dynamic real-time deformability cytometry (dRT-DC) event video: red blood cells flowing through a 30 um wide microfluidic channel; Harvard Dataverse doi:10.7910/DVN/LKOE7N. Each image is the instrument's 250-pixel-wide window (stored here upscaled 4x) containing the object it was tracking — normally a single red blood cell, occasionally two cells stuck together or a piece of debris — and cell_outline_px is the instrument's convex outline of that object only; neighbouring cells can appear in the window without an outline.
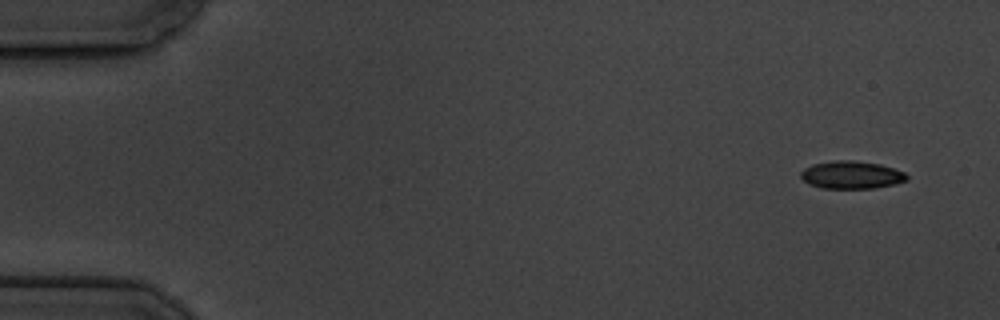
{"species": "common noctule bat (a hibernating species)", "species_latin": "Nyctalus noctula", "temperature_condition": "cold", "stored_images_in_passage": 13, "camera_frame_rate_fps": 3000, "um_per_image_px": 0.085, "animal": {"sex": "male", "body_mass_g": 19.5, "forearm_length_mm": 54.6}, "frame": {"image": 1, "passage_image": 1, "time_ms": 0.0, "image_size_px": [1000, 320], "cell_outline_px": [[908, 180], [876, 188], [820, 188], [808, 184], [800, 176], [800, 172], [804, 168], [812, 164], [836, 160], [852, 160], [880, 164], [904, 172], [908, 176]], "centroid_in_image_um": [72.34, 14.86], "position_along_channel_um": 12.7, "area_um2": 17.11}}
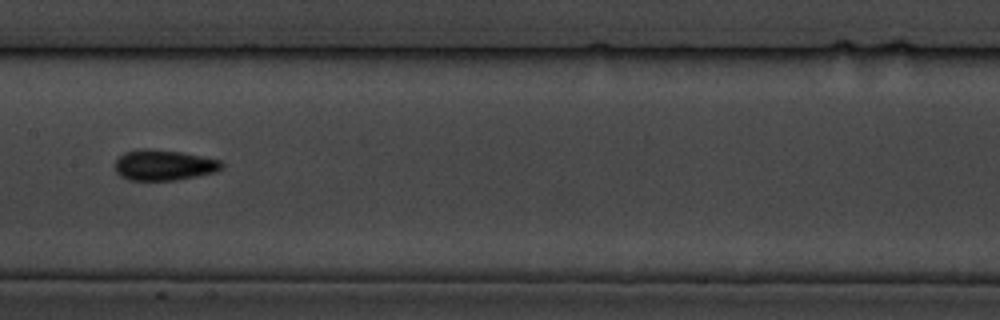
{"frame": {"image": 2, "passage_image": 8, "time_ms": 8.667, "image_size_px": [1000, 320], "cell_outline_px": [[224, 168], [216, 172], [176, 180], [128, 180], [120, 176], [116, 172], [116, 160], [124, 152], [140, 148], [148, 148], [180, 152], [220, 160], [224, 164]], "centroid_in_image_um": [13.93, 14.03], "position_along_channel_um": 193.5, "area_um2": 19.07}}
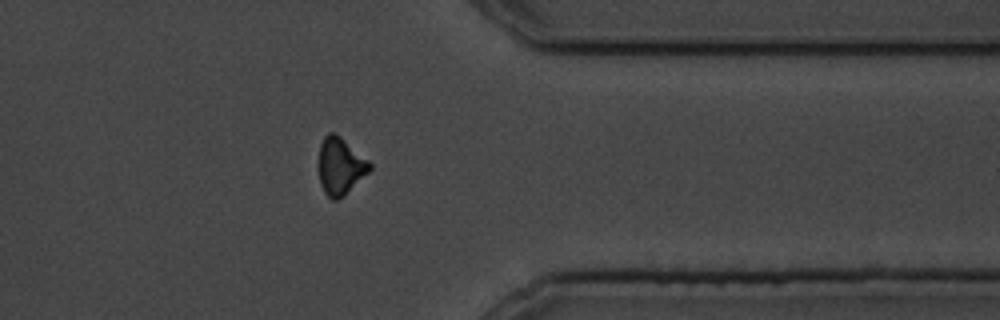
{"frame": {"image": 3, "passage_image": 13, "time_ms": 14.333, "image_size_px": [1000, 320], "cell_outline_px": [[372, 168], [344, 196], [336, 200], [332, 200], [324, 192], [320, 184], [320, 144], [324, 136], [328, 132], [336, 132], [368, 160], [372, 164]], "centroid_in_image_um": [28.93, 14.11], "position_along_channel_um": 382.5, "area_um2": 16.82}, "authors_computed_cell_mechanics": {"area_um2": 17.3978, "velocity_mm_per_s": 3.4934, "shape_relaxation_time_tau1_ms": 2.9325, "shape_relaxation_time_tau2_ms": 2.0379, "deformation_change_tau1": 0.1028, "deformation_change_tau2": 0.0907}}